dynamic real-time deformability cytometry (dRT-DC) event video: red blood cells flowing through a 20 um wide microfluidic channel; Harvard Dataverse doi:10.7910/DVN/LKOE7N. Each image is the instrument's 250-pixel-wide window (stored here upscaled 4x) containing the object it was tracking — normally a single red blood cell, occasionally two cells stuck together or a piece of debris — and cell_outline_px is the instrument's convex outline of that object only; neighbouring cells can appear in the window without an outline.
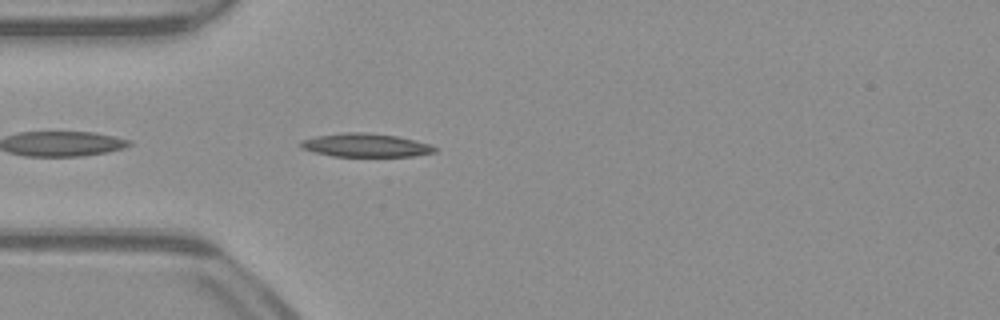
{"species": "common noctule bat (a hibernating species)", "species_latin": "Nyctalus noctula", "temperature_condition": "warm", "stored_images_in_passage": 35, "camera_frame_rate_fps": 3000, "um_per_image_px": 0.085, "animal": {"sex": "male", "body_mass_g": 23.1, "forearm_length_mm": 52.7}, "frame": {"image": 1, "passage_image": 2, "time_ms": 0.333, "image_size_px": [1000, 320], "cell_outline_px": [[436, 152], [412, 156], [332, 156], [300, 148], [300, 140], [316, 136], [344, 132], [364, 132], [396, 136], [416, 140], [432, 144], [436, 148]], "centroid_in_image_um": [31.08, 12.34], "position_along_channel_um": 53.9, "area_um2": 18.32}}
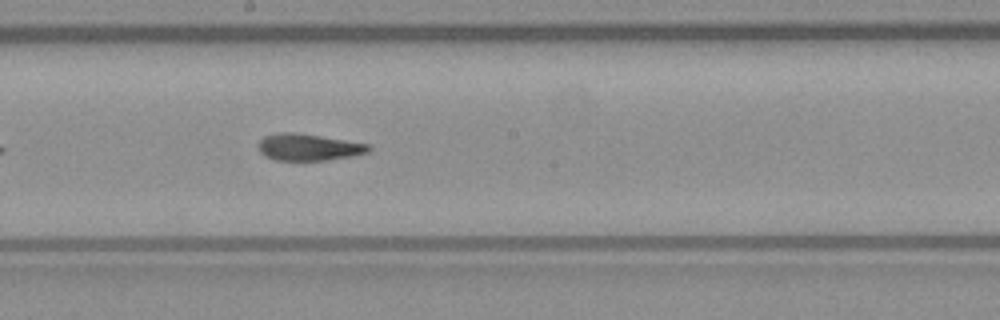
{"frame": {"image": 2, "passage_image": 15, "time_ms": 4.667, "image_size_px": [1000, 320], "cell_outline_px": [[372, 148], [368, 152], [352, 156], [328, 160], [276, 160], [264, 156], [260, 152], [260, 140], [264, 136], [280, 132], [296, 132], [372, 144]], "centroid_in_image_um": [26.27, 12.5], "position_along_channel_um": 221.9, "area_um2": 17.28}}
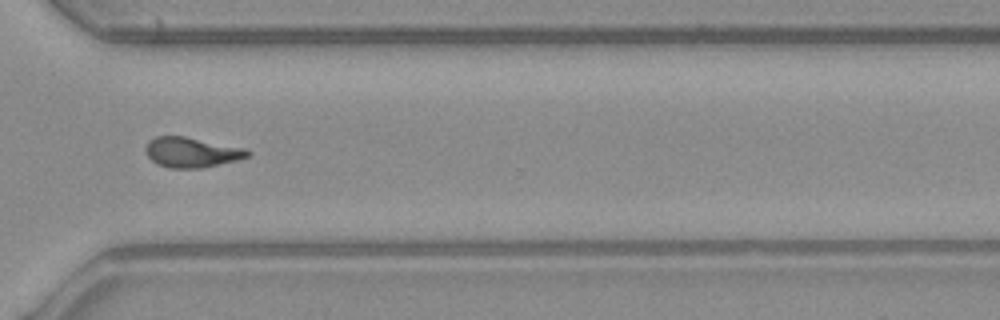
{"frame": {"image": 3, "passage_image": 25, "time_ms": 8.0, "image_size_px": [1000, 320], "cell_outline_px": [[252, 152], [248, 156], [236, 160], [200, 168], [172, 168], [156, 164], [148, 156], [144, 148], [148, 140], [156, 136], [184, 136], [248, 148]], "centroid_in_image_um": [16.28, 12.93], "position_along_channel_um": 354.3, "area_um2": 17.98}, "authors_computed_cell_mechanics": {"area_um2": 17.5712, "velocity_mm_per_s": 3.9691, "shape_relaxation_time_tau1_ms": 6.5975, "shape_relaxation_time_tau2_ms": 2.8467, "deformation_change_tau1": 0.2114, "deformation_change_tau2": 0.105}}